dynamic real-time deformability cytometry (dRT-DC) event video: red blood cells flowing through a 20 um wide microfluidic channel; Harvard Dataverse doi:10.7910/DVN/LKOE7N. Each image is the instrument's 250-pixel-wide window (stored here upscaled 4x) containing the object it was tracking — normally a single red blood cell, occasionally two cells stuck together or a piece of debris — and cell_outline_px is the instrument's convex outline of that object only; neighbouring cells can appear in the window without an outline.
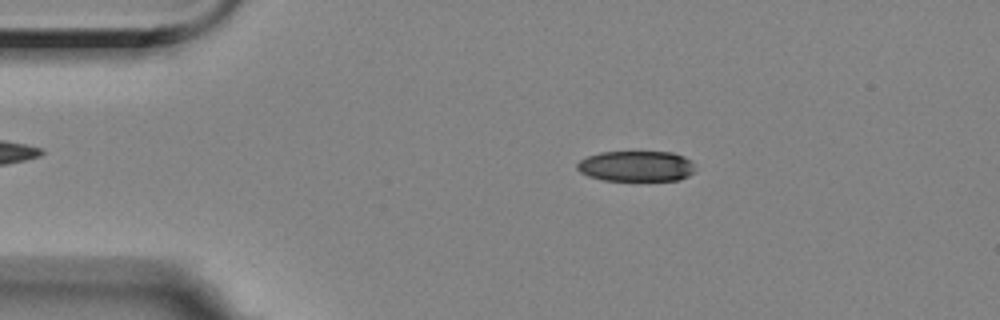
{"species": "Egyptian fruit bat (a non-hibernating species)", "species_latin": "Rousettus aegyptiacus", "temperature_condition": "room temperature", "stored_images_in_passage": 56, "camera_frame_rate_fps": 3000, "um_per_image_px": 0.085, "animal": {"sex": "female"}, "frame": {"image": 1, "passage_image": 10, "time_ms": 3.0, "image_size_px": [1000, 320], "cell_outline_px": [[692, 172], [688, 176], [680, 180], [604, 180], [588, 176], [580, 172], [576, 168], [576, 164], [580, 160], [588, 156], [600, 152], [672, 152], [684, 156], [692, 164]], "centroid_in_image_um": [54.03, 14.12], "position_along_channel_um": 31.0, "area_um2": 20.87}}
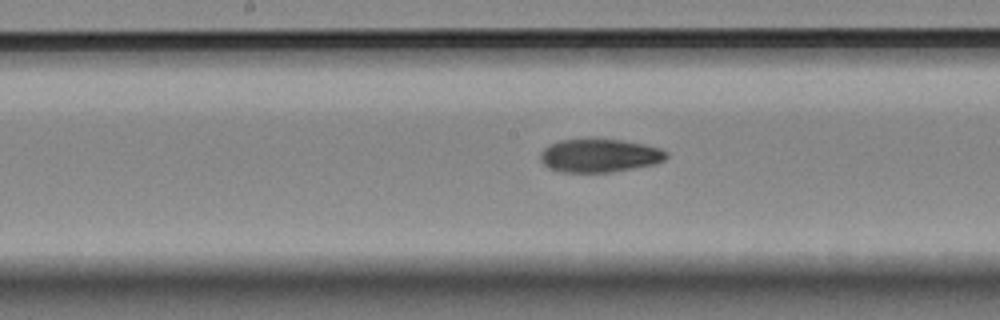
{"frame": {"image": 2, "passage_image": 28, "time_ms": 9.0, "image_size_px": [1000, 320], "cell_outline_px": [[668, 156], [664, 160], [656, 164], [612, 172], [560, 172], [548, 168], [540, 160], [540, 152], [548, 144], [560, 140], [588, 136], [620, 140], [644, 144], [660, 148], [668, 152]], "centroid_in_image_um": [50.93, 13.19], "position_along_channel_um": 197.3, "area_um2": 25.32}}
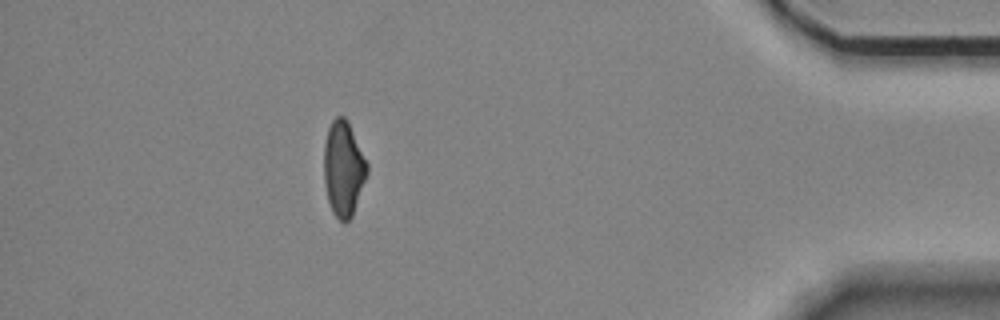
{"frame": {"image": 3, "passage_image": 50, "time_ms": 16.333, "image_size_px": [1000, 320], "cell_outline_px": [[368, 172], [352, 216], [344, 224], [332, 212], [328, 200], [324, 184], [324, 144], [328, 128], [332, 120], [336, 116], [344, 116], [348, 120], [368, 164]], "centroid_in_image_um": [29.19, 14.32], "position_along_channel_um": 406.0, "area_um2": 23.99}, "authors_computed_cell_mechanics": {"area_um2": 24.1315, "velocity_mm_per_s": 3.5129, "shape_relaxation_time_tau1_ms": 9.7455, "shape_relaxation_time_tau2_ms": 5.1136, "deformation_change_tau1": 0.1989, "deformation_change_tau2": 0.1238}}